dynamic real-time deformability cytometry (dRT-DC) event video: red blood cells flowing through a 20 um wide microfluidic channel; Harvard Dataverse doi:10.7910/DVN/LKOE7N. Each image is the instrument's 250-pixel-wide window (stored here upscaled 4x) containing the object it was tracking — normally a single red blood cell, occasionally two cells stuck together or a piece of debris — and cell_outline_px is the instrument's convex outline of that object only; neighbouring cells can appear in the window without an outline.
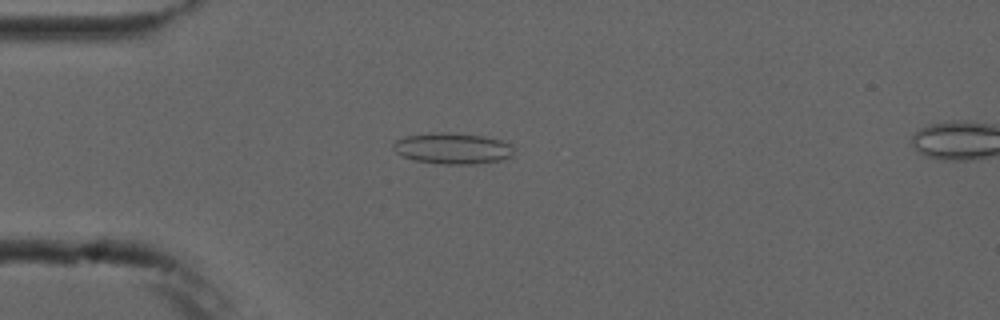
{"species": "common noctule bat (a hibernating species)", "species_latin": "Nyctalus noctula", "temperature_condition": "cold", "stored_images_in_passage": 7, "camera_frame_rate_fps": 3000, "um_per_image_px": 0.085, "animal": {"sex": "male", "forearm_length_mm": 52.5}, "frame": {"image": 1, "passage_image": 4, "time_ms": 3.667, "image_size_px": [1000, 320], "cell_outline_px": [[512, 156], [500, 160], [472, 164], [444, 164], [416, 160], [404, 156], [396, 152], [392, 148], [392, 144], [396, 140], [408, 136], [428, 132], [440, 132], [484, 136], [500, 140], [512, 144]], "centroid_in_image_um": [38.46, 12.61], "position_along_channel_um": 46.5, "area_um2": 21.62}}
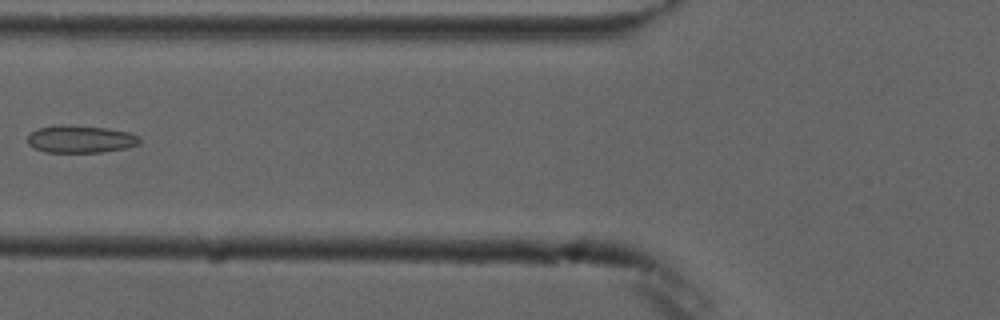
{"frame": {"image": 2, "passage_image": 6, "time_ms": 6.0, "image_size_px": [1000, 320], "cell_outline_px": [[140, 144], [124, 148], [100, 152], [44, 152], [28, 144], [28, 136], [36, 128], [56, 124], [64, 124], [108, 128], [128, 132], [140, 136]], "centroid_in_image_um": [6.83, 11.81], "position_along_channel_um": 119.0, "area_um2": 18.03}}
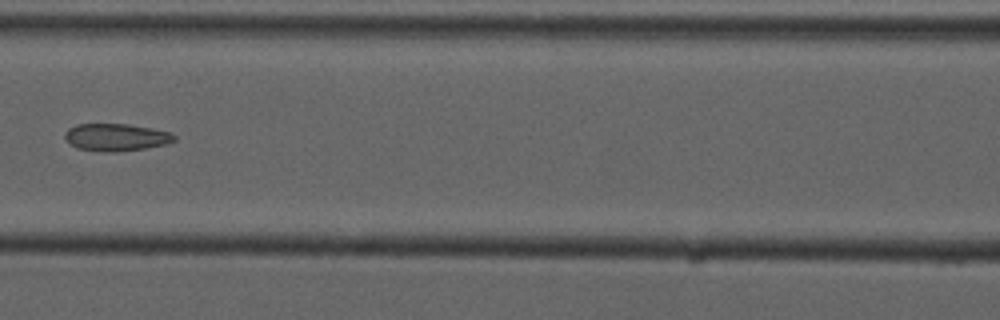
{"frame": {"image": 3, "passage_image": 7, "time_ms": 7.0, "image_size_px": [1000, 320], "cell_outline_px": [[176, 140], [168, 144], [144, 148], [116, 152], [104, 152], [76, 148], [64, 136], [64, 132], [68, 128], [76, 124], [128, 124], [152, 128], [172, 132], [176, 136]], "centroid_in_image_um": [9.9, 11.66], "position_along_channel_um": 156.7, "area_um2": 17.57}}